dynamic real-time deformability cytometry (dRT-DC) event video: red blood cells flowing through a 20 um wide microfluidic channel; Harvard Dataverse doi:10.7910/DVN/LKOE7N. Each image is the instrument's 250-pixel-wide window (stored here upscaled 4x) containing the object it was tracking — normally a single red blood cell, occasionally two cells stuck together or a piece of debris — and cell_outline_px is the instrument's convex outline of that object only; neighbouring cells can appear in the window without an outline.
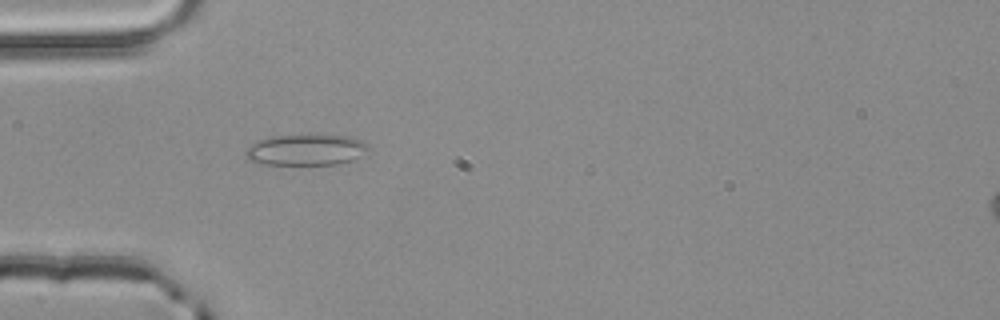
{"species": "common noctule bat (a hibernating species)", "species_latin": "Nyctalus noctula", "temperature_condition": "room temperature", "stored_images_in_passage": 3, "camera_frame_rate_fps": 3000, "um_per_image_px": 0.085, "animal": {"sex": "male", "body_mass_g": 20.4}, "frame": {"image": 1, "passage_image": 3, "time_ms": 0.667, "image_size_px": [1000, 320], "cell_outline_px": [[368, 148], [356, 156], [348, 160], [336, 164], [264, 164], [248, 160], [244, 152], [252, 144], [260, 140], [272, 136], [352, 136], [368, 144]], "centroid_in_image_um": [25.94, 12.74], "position_along_channel_um": 59.1, "area_um2": 21.39}}